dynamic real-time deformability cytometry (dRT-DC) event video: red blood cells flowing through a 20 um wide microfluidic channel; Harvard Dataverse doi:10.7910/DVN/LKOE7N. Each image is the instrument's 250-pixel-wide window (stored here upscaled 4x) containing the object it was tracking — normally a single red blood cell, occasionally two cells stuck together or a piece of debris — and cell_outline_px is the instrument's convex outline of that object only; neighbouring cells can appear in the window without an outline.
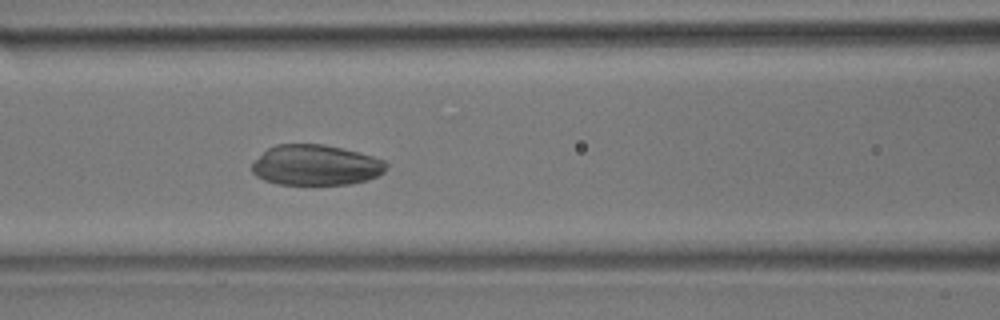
{"species": "common noctule bat (a hibernating species)", "species_latin": "Nyctalus noctula", "temperature_condition": "room temperature", "stored_images_in_passage": 47, "camera_frame_rate_fps": 3000, "um_per_image_px": 0.085, "animal": {"sex": "male", "body_mass_g": 17.9}, "frame": {"image": 1, "passage_image": 20, "time_ms": 6.333, "image_size_px": [1000, 320], "cell_outline_px": [[388, 164], [384, 172], [368, 180], [348, 184], [276, 184], [264, 180], [256, 176], [252, 172], [252, 164], [268, 148], [276, 144], [324, 144], [344, 148], [360, 152], [384, 160]], "centroid_in_image_um": [26.86, 14.03], "position_along_channel_um": 139.7, "area_um2": 31.73}}
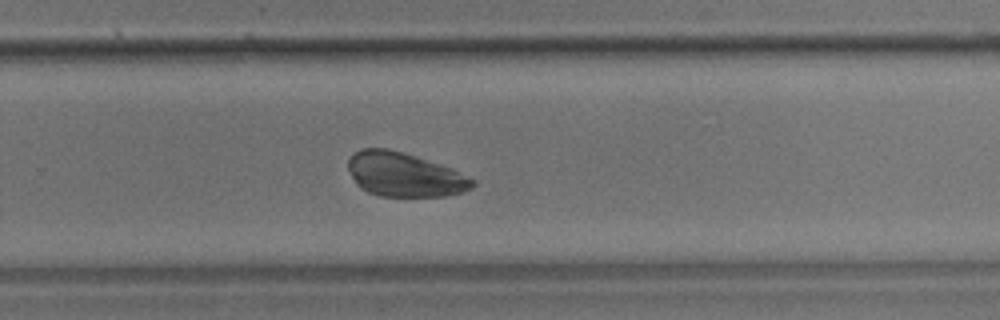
{"frame": {"image": 2, "passage_image": 31, "time_ms": 10.0, "image_size_px": [1000, 320], "cell_outline_px": [[476, 184], [472, 188], [448, 196], [380, 196], [368, 192], [360, 188], [356, 184], [348, 168], [348, 160], [360, 148], [388, 148], [416, 156], [452, 168], [476, 180]], "centroid_in_image_um": [34.39, 14.84], "position_along_channel_um": 295.4, "area_um2": 31.96}}
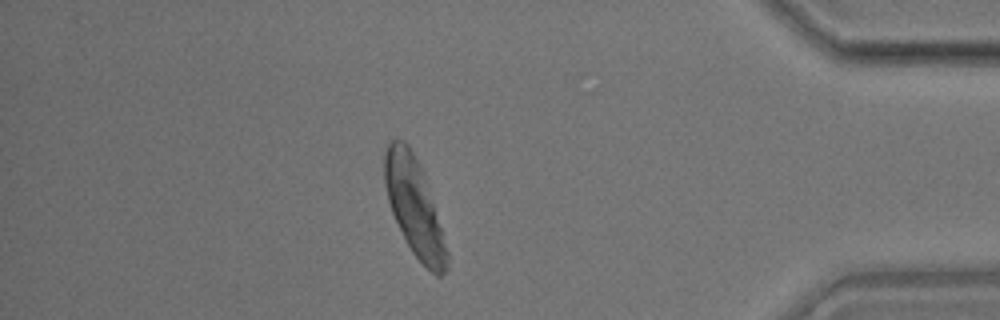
{"frame": {"image": 3, "passage_image": 41, "time_ms": 13.333, "image_size_px": [1000, 320], "cell_outline_px": [[448, 268], [440, 276], [436, 276], [412, 252], [392, 212], [388, 200], [384, 180], [384, 152], [388, 140], [404, 140], [408, 144], [424, 176], [448, 252]], "centroid_in_image_um": [35.18, 17.55], "position_along_channel_um": 400.0, "area_um2": 34.33}}